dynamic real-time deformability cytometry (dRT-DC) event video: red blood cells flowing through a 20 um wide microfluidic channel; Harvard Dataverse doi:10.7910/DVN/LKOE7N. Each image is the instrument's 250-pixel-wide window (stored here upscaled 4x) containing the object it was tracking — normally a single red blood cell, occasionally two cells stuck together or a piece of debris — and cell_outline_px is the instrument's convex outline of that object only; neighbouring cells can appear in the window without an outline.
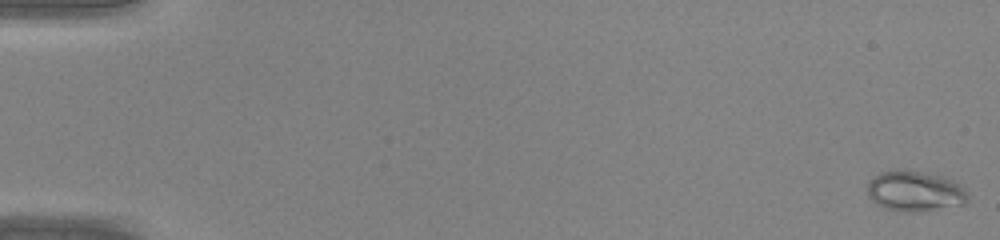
{"species": "common noctule bat (a hibernating species)", "species_latin": "Nyctalus noctula", "temperature_condition": "warm", "stored_images_in_passage": 46, "camera_frame_rate_fps": 3000, "um_per_image_px": 0.085, "animal": {"sex": "male", "body_mass_g": 20.0, "forearm_length_mm": 53.3}, "frame": {"image": 1, "passage_image": 1, "time_ms": 0.0, "image_size_px": [1000, 240], "cell_outline_px": [[968, 200], [964, 204], [908, 212], [904, 212], [884, 208], [876, 204], [872, 200], [868, 192], [868, 184], [880, 172], [896, 168], [904, 168], [940, 176], [956, 184], [968, 196]], "centroid_in_image_um": [77.69, 16.23], "position_along_channel_um": 7.3, "area_um2": 23.06}}
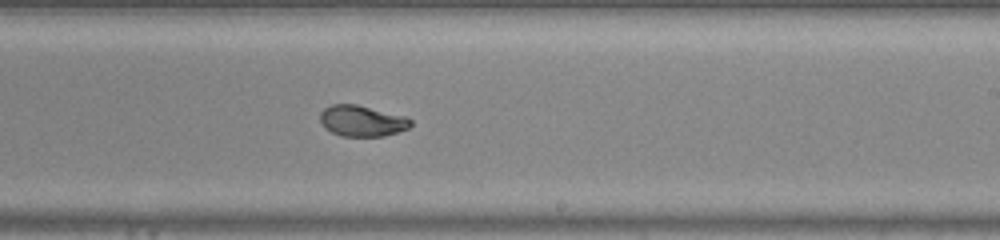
{"frame": {"image": 2, "passage_image": 29, "time_ms": 9.333, "image_size_px": [1000, 240], "cell_outline_px": [[412, 124], [408, 128], [384, 136], [340, 136], [324, 128], [320, 120], [320, 112], [324, 108], [332, 104], [356, 104], [404, 116], [412, 120]], "centroid_in_image_um": [30.74, 10.27], "position_along_channel_um": 258.3, "area_um2": 16.3}}
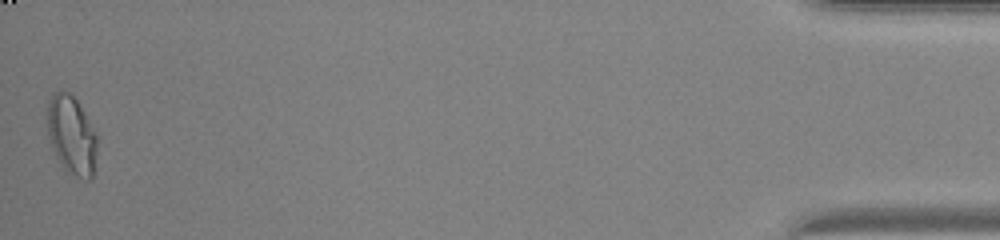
{"frame": {"image": 3, "passage_image": 46, "time_ms": 15.0, "image_size_px": [1000, 240], "cell_outline_px": [[96, 152], [92, 176], [88, 180], [76, 176], [68, 172], [64, 168], [56, 156], [52, 148], [48, 136], [48, 100], [52, 92], [60, 88], [68, 92], [76, 100], [96, 132]], "centroid_in_image_um": [6.06, 11.45], "position_along_channel_um": 429.1, "area_um2": 22.66}}